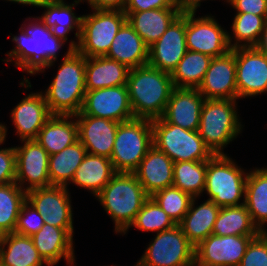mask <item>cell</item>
<instances>
[{"mask_svg": "<svg viewBox=\"0 0 267 266\" xmlns=\"http://www.w3.org/2000/svg\"><path fill=\"white\" fill-rule=\"evenodd\" d=\"M242 169L227 154L213 155L207 160L204 191L209 195L208 200L220 208L243 205L248 173Z\"/></svg>", "mask_w": 267, "mask_h": 266, "instance_id": "6", "label": "cell"}, {"mask_svg": "<svg viewBox=\"0 0 267 266\" xmlns=\"http://www.w3.org/2000/svg\"><path fill=\"white\" fill-rule=\"evenodd\" d=\"M196 11H186L187 50L203 53L212 58L222 56L231 50L228 32L213 16L195 18Z\"/></svg>", "mask_w": 267, "mask_h": 266, "instance_id": "11", "label": "cell"}, {"mask_svg": "<svg viewBox=\"0 0 267 266\" xmlns=\"http://www.w3.org/2000/svg\"><path fill=\"white\" fill-rule=\"evenodd\" d=\"M43 225L44 219L42 215L26 200L20 208L14 232L31 237Z\"/></svg>", "mask_w": 267, "mask_h": 266, "instance_id": "41", "label": "cell"}, {"mask_svg": "<svg viewBox=\"0 0 267 266\" xmlns=\"http://www.w3.org/2000/svg\"><path fill=\"white\" fill-rule=\"evenodd\" d=\"M206 170L207 160L176 162L173 166V186L193 198H199L205 189Z\"/></svg>", "mask_w": 267, "mask_h": 266, "instance_id": "36", "label": "cell"}, {"mask_svg": "<svg viewBox=\"0 0 267 266\" xmlns=\"http://www.w3.org/2000/svg\"><path fill=\"white\" fill-rule=\"evenodd\" d=\"M190 266H202V265H199L196 261H194L192 264H190Z\"/></svg>", "mask_w": 267, "mask_h": 266, "instance_id": "51", "label": "cell"}, {"mask_svg": "<svg viewBox=\"0 0 267 266\" xmlns=\"http://www.w3.org/2000/svg\"><path fill=\"white\" fill-rule=\"evenodd\" d=\"M244 205L253 223L261 232H267V168H255L246 179Z\"/></svg>", "mask_w": 267, "mask_h": 266, "instance_id": "32", "label": "cell"}, {"mask_svg": "<svg viewBox=\"0 0 267 266\" xmlns=\"http://www.w3.org/2000/svg\"><path fill=\"white\" fill-rule=\"evenodd\" d=\"M33 19L31 23L22 24L20 35L12 37L16 46L6 54L9 56L8 59H2L7 63L13 61L15 66L31 75L44 72L45 68L53 66L57 59V51L65 44L53 35L51 28L38 17L37 20L35 17Z\"/></svg>", "mask_w": 267, "mask_h": 266, "instance_id": "1", "label": "cell"}, {"mask_svg": "<svg viewBox=\"0 0 267 266\" xmlns=\"http://www.w3.org/2000/svg\"><path fill=\"white\" fill-rule=\"evenodd\" d=\"M152 146V120L119 123L110 157L115 172L133 173Z\"/></svg>", "mask_w": 267, "mask_h": 266, "instance_id": "7", "label": "cell"}, {"mask_svg": "<svg viewBox=\"0 0 267 266\" xmlns=\"http://www.w3.org/2000/svg\"><path fill=\"white\" fill-rule=\"evenodd\" d=\"M182 11H197V8L200 7V3L203 0H177ZM227 3L229 0H226Z\"/></svg>", "mask_w": 267, "mask_h": 266, "instance_id": "47", "label": "cell"}, {"mask_svg": "<svg viewBox=\"0 0 267 266\" xmlns=\"http://www.w3.org/2000/svg\"><path fill=\"white\" fill-rule=\"evenodd\" d=\"M129 70L124 64L106 56L86 57L85 89L92 91L127 85Z\"/></svg>", "mask_w": 267, "mask_h": 266, "instance_id": "27", "label": "cell"}, {"mask_svg": "<svg viewBox=\"0 0 267 266\" xmlns=\"http://www.w3.org/2000/svg\"><path fill=\"white\" fill-rule=\"evenodd\" d=\"M22 142L23 146L15 147V182L26 192L34 188L52 186L48 171L50 155L36 140H22Z\"/></svg>", "mask_w": 267, "mask_h": 266, "instance_id": "15", "label": "cell"}, {"mask_svg": "<svg viewBox=\"0 0 267 266\" xmlns=\"http://www.w3.org/2000/svg\"><path fill=\"white\" fill-rule=\"evenodd\" d=\"M178 225L188 212L193 197L174 186L164 188L150 196Z\"/></svg>", "mask_w": 267, "mask_h": 266, "instance_id": "39", "label": "cell"}, {"mask_svg": "<svg viewBox=\"0 0 267 266\" xmlns=\"http://www.w3.org/2000/svg\"><path fill=\"white\" fill-rule=\"evenodd\" d=\"M16 133L22 140H35L40 129L52 116L43 92L24 97L11 111Z\"/></svg>", "mask_w": 267, "mask_h": 266, "instance_id": "21", "label": "cell"}, {"mask_svg": "<svg viewBox=\"0 0 267 266\" xmlns=\"http://www.w3.org/2000/svg\"><path fill=\"white\" fill-rule=\"evenodd\" d=\"M228 3L232 5L236 13L267 16V0H229Z\"/></svg>", "mask_w": 267, "mask_h": 266, "instance_id": "45", "label": "cell"}, {"mask_svg": "<svg viewBox=\"0 0 267 266\" xmlns=\"http://www.w3.org/2000/svg\"><path fill=\"white\" fill-rule=\"evenodd\" d=\"M74 118L75 115H52L35 140L49 155L61 152L79 140L78 124Z\"/></svg>", "mask_w": 267, "mask_h": 266, "instance_id": "28", "label": "cell"}, {"mask_svg": "<svg viewBox=\"0 0 267 266\" xmlns=\"http://www.w3.org/2000/svg\"><path fill=\"white\" fill-rule=\"evenodd\" d=\"M75 118L79 141L87 153L110 158L119 122L88 115H75Z\"/></svg>", "mask_w": 267, "mask_h": 266, "instance_id": "20", "label": "cell"}, {"mask_svg": "<svg viewBox=\"0 0 267 266\" xmlns=\"http://www.w3.org/2000/svg\"><path fill=\"white\" fill-rule=\"evenodd\" d=\"M238 99L267 92V56L256 47L235 48Z\"/></svg>", "mask_w": 267, "mask_h": 266, "instance_id": "16", "label": "cell"}, {"mask_svg": "<svg viewBox=\"0 0 267 266\" xmlns=\"http://www.w3.org/2000/svg\"><path fill=\"white\" fill-rule=\"evenodd\" d=\"M26 193L16 182L0 186V236L14 232Z\"/></svg>", "mask_w": 267, "mask_h": 266, "instance_id": "38", "label": "cell"}, {"mask_svg": "<svg viewBox=\"0 0 267 266\" xmlns=\"http://www.w3.org/2000/svg\"><path fill=\"white\" fill-rule=\"evenodd\" d=\"M31 239L38 254L49 266L56 265L62 258L68 266L74 265L73 237L65 229L44 223Z\"/></svg>", "mask_w": 267, "mask_h": 266, "instance_id": "23", "label": "cell"}, {"mask_svg": "<svg viewBox=\"0 0 267 266\" xmlns=\"http://www.w3.org/2000/svg\"><path fill=\"white\" fill-rule=\"evenodd\" d=\"M239 266H267V232L250 241Z\"/></svg>", "mask_w": 267, "mask_h": 266, "instance_id": "42", "label": "cell"}, {"mask_svg": "<svg viewBox=\"0 0 267 266\" xmlns=\"http://www.w3.org/2000/svg\"><path fill=\"white\" fill-rule=\"evenodd\" d=\"M266 21L267 16H257L252 13H236L232 23L233 36L228 34L231 49L255 47ZM233 38L234 43H232Z\"/></svg>", "mask_w": 267, "mask_h": 266, "instance_id": "37", "label": "cell"}, {"mask_svg": "<svg viewBox=\"0 0 267 266\" xmlns=\"http://www.w3.org/2000/svg\"><path fill=\"white\" fill-rule=\"evenodd\" d=\"M195 202L196 197L193 198L188 212L178 225L189 242L197 247L212 234L220 207L208 199L196 207Z\"/></svg>", "mask_w": 267, "mask_h": 266, "instance_id": "29", "label": "cell"}, {"mask_svg": "<svg viewBox=\"0 0 267 266\" xmlns=\"http://www.w3.org/2000/svg\"><path fill=\"white\" fill-rule=\"evenodd\" d=\"M67 187L34 188L26 193V200L42 215L44 223L74 234L73 211Z\"/></svg>", "mask_w": 267, "mask_h": 266, "instance_id": "12", "label": "cell"}, {"mask_svg": "<svg viewBox=\"0 0 267 266\" xmlns=\"http://www.w3.org/2000/svg\"><path fill=\"white\" fill-rule=\"evenodd\" d=\"M175 225L167 213L149 197L137 213L131 227L133 226L141 231L159 233Z\"/></svg>", "mask_w": 267, "mask_h": 266, "instance_id": "40", "label": "cell"}, {"mask_svg": "<svg viewBox=\"0 0 267 266\" xmlns=\"http://www.w3.org/2000/svg\"><path fill=\"white\" fill-rule=\"evenodd\" d=\"M260 233L244 204L221 207L212 230L217 236H257Z\"/></svg>", "mask_w": 267, "mask_h": 266, "instance_id": "34", "label": "cell"}, {"mask_svg": "<svg viewBox=\"0 0 267 266\" xmlns=\"http://www.w3.org/2000/svg\"><path fill=\"white\" fill-rule=\"evenodd\" d=\"M96 198L125 235L149 196L133 173L116 172Z\"/></svg>", "mask_w": 267, "mask_h": 266, "instance_id": "4", "label": "cell"}, {"mask_svg": "<svg viewBox=\"0 0 267 266\" xmlns=\"http://www.w3.org/2000/svg\"><path fill=\"white\" fill-rule=\"evenodd\" d=\"M63 57L55 78L43 95L52 115H77L86 93V57L70 46Z\"/></svg>", "mask_w": 267, "mask_h": 266, "instance_id": "3", "label": "cell"}, {"mask_svg": "<svg viewBox=\"0 0 267 266\" xmlns=\"http://www.w3.org/2000/svg\"><path fill=\"white\" fill-rule=\"evenodd\" d=\"M77 115L100 117L119 123L134 119L127 85L86 91L81 111Z\"/></svg>", "mask_w": 267, "mask_h": 266, "instance_id": "13", "label": "cell"}, {"mask_svg": "<svg viewBox=\"0 0 267 266\" xmlns=\"http://www.w3.org/2000/svg\"><path fill=\"white\" fill-rule=\"evenodd\" d=\"M153 145L174 163L205 161L214 154L205 145L198 130L191 131L166 122L162 117L152 120Z\"/></svg>", "mask_w": 267, "mask_h": 266, "instance_id": "8", "label": "cell"}, {"mask_svg": "<svg viewBox=\"0 0 267 266\" xmlns=\"http://www.w3.org/2000/svg\"><path fill=\"white\" fill-rule=\"evenodd\" d=\"M129 102L135 118H161L174 88L171 74L149 64L129 70Z\"/></svg>", "mask_w": 267, "mask_h": 266, "instance_id": "2", "label": "cell"}, {"mask_svg": "<svg viewBox=\"0 0 267 266\" xmlns=\"http://www.w3.org/2000/svg\"><path fill=\"white\" fill-rule=\"evenodd\" d=\"M198 90L205 99L238 100L235 49L211 59Z\"/></svg>", "mask_w": 267, "mask_h": 266, "instance_id": "18", "label": "cell"}, {"mask_svg": "<svg viewBox=\"0 0 267 266\" xmlns=\"http://www.w3.org/2000/svg\"><path fill=\"white\" fill-rule=\"evenodd\" d=\"M212 57L200 52L187 50L184 57L171 73L173 86L176 88L198 89Z\"/></svg>", "mask_w": 267, "mask_h": 266, "instance_id": "35", "label": "cell"}, {"mask_svg": "<svg viewBox=\"0 0 267 266\" xmlns=\"http://www.w3.org/2000/svg\"><path fill=\"white\" fill-rule=\"evenodd\" d=\"M255 47L267 56V21L264 24L260 39Z\"/></svg>", "mask_w": 267, "mask_h": 266, "instance_id": "48", "label": "cell"}, {"mask_svg": "<svg viewBox=\"0 0 267 266\" xmlns=\"http://www.w3.org/2000/svg\"><path fill=\"white\" fill-rule=\"evenodd\" d=\"M173 166V160L153 145L133 174L150 197L173 186Z\"/></svg>", "mask_w": 267, "mask_h": 266, "instance_id": "22", "label": "cell"}, {"mask_svg": "<svg viewBox=\"0 0 267 266\" xmlns=\"http://www.w3.org/2000/svg\"><path fill=\"white\" fill-rule=\"evenodd\" d=\"M236 100L205 99L201 110L199 135L214 155L222 152L242 131Z\"/></svg>", "mask_w": 267, "mask_h": 266, "instance_id": "5", "label": "cell"}, {"mask_svg": "<svg viewBox=\"0 0 267 266\" xmlns=\"http://www.w3.org/2000/svg\"><path fill=\"white\" fill-rule=\"evenodd\" d=\"M7 128L5 126V124H0V145L4 144L5 142V138L7 136Z\"/></svg>", "mask_w": 267, "mask_h": 266, "instance_id": "50", "label": "cell"}, {"mask_svg": "<svg viewBox=\"0 0 267 266\" xmlns=\"http://www.w3.org/2000/svg\"><path fill=\"white\" fill-rule=\"evenodd\" d=\"M186 52V11H182L148 48V64L171 74Z\"/></svg>", "mask_w": 267, "mask_h": 266, "instance_id": "14", "label": "cell"}, {"mask_svg": "<svg viewBox=\"0 0 267 266\" xmlns=\"http://www.w3.org/2000/svg\"><path fill=\"white\" fill-rule=\"evenodd\" d=\"M0 262L5 266H42L43 263L49 266L38 254L31 237L15 232L0 236Z\"/></svg>", "mask_w": 267, "mask_h": 266, "instance_id": "31", "label": "cell"}, {"mask_svg": "<svg viewBox=\"0 0 267 266\" xmlns=\"http://www.w3.org/2000/svg\"><path fill=\"white\" fill-rule=\"evenodd\" d=\"M80 1L82 2V0H74L72 4H67L64 0H49L41 6L46 10L41 17H38L48 28H51L53 35L64 42L68 40L69 32L76 28L77 42L72 40L69 44L73 50L78 47L82 20V16L75 15L73 7Z\"/></svg>", "mask_w": 267, "mask_h": 266, "instance_id": "24", "label": "cell"}, {"mask_svg": "<svg viewBox=\"0 0 267 266\" xmlns=\"http://www.w3.org/2000/svg\"><path fill=\"white\" fill-rule=\"evenodd\" d=\"M204 102L198 89L174 87L162 118L184 129L197 131Z\"/></svg>", "mask_w": 267, "mask_h": 266, "instance_id": "19", "label": "cell"}, {"mask_svg": "<svg viewBox=\"0 0 267 266\" xmlns=\"http://www.w3.org/2000/svg\"><path fill=\"white\" fill-rule=\"evenodd\" d=\"M16 180L15 147L0 149V186Z\"/></svg>", "mask_w": 267, "mask_h": 266, "instance_id": "43", "label": "cell"}, {"mask_svg": "<svg viewBox=\"0 0 267 266\" xmlns=\"http://www.w3.org/2000/svg\"><path fill=\"white\" fill-rule=\"evenodd\" d=\"M115 173L110 158L87 153L70 183L90 190L96 197Z\"/></svg>", "mask_w": 267, "mask_h": 266, "instance_id": "30", "label": "cell"}, {"mask_svg": "<svg viewBox=\"0 0 267 266\" xmlns=\"http://www.w3.org/2000/svg\"><path fill=\"white\" fill-rule=\"evenodd\" d=\"M254 237L211 234L195 247V261L202 266H239Z\"/></svg>", "mask_w": 267, "mask_h": 266, "instance_id": "17", "label": "cell"}, {"mask_svg": "<svg viewBox=\"0 0 267 266\" xmlns=\"http://www.w3.org/2000/svg\"><path fill=\"white\" fill-rule=\"evenodd\" d=\"M86 154L85 147L78 140L61 152L50 155L48 171L51 185L68 187Z\"/></svg>", "mask_w": 267, "mask_h": 266, "instance_id": "33", "label": "cell"}, {"mask_svg": "<svg viewBox=\"0 0 267 266\" xmlns=\"http://www.w3.org/2000/svg\"><path fill=\"white\" fill-rule=\"evenodd\" d=\"M84 2V0H82ZM92 9L124 11L127 0H85Z\"/></svg>", "mask_w": 267, "mask_h": 266, "instance_id": "46", "label": "cell"}, {"mask_svg": "<svg viewBox=\"0 0 267 266\" xmlns=\"http://www.w3.org/2000/svg\"><path fill=\"white\" fill-rule=\"evenodd\" d=\"M181 8L177 0H127L123 12H140L150 9Z\"/></svg>", "mask_w": 267, "mask_h": 266, "instance_id": "44", "label": "cell"}, {"mask_svg": "<svg viewBox=\"0 0 267 266\" xmlns=\"http://www.w3.org/2000/svg\"><path fill=\"white\" fill-rule=\"evenodd\" d=\"M181 12V8H164L124 13L127 22L150 47L166 32L168 26Z\"/></svg>", "mask_w": 267, "mask_h": 266, "instance_id": "26", "label": "cell"}, {"mask_svg": "<svg viewBox=\"0 0 267 266\" xmlns=\"http://www.w3.org/2000/svg\"><path fill=\"white\" fill-rule=\"evenodd\" d=\"M139 261L141 266H190L195 261V247L175 225L157 233Z\"/></svg>", "mask_w": 267, "mask_h": 266, "instance_id": "10", "label": "cell"}, {"mask_svg": "<svg viewBox=\"0 0 267 266\" xmlns=\"http://www.w3.org/2000/svg\"><path fill=\"white\" fill-rule=\"evenodd\" d=\"M148 48L126 21L117 32L105 56L133 69L148 64Z\"/></svg>", "mask_w": 267, "mask_h": 266, "instance_id": "25", "label": "cell"}, {"mask_svg": "<svg viewBox=\"0 0 267 266\" xmlns=\"http://www.w3.org/2000/svg\"><path fill=\"white\" fill-rule=\"evenodd\" d=\"M92 11V14L82 15L81 33L76 50L84 57L105 56L127 17L119 10Z\"/></svg>", "mask_w": 267, "mask_h": 266, "instance_id": "9", "label": "cell"}, {"mask_svg": "<svg viewBox=\"0 0 267 266\" xmlns=\"http://www.w3.org/2000/svg\"><path fill=\"white\" fill-rule=\"evenodd\" d=\"M135 266H141L140 261H138Z\"/></svg>", "mask_w": 267, "mask_h": 266, "instance_id": "52", "label": "cell"}, {"mask_svg": "<svg viewBox=\"0 0 267 266\" xmlns=\"http://www.w3.org/2000/svg\"><path fill=\"white\" fill-rule=\"evenodd\" d=\"M6 1L19 3L22 5H32V6L41 7L44 3H46L49 0H6Z\"/></svg>", "mask_w": 267, "mask_h": 266, "instance_id": "49", "label": "cell"}]
</instances>
